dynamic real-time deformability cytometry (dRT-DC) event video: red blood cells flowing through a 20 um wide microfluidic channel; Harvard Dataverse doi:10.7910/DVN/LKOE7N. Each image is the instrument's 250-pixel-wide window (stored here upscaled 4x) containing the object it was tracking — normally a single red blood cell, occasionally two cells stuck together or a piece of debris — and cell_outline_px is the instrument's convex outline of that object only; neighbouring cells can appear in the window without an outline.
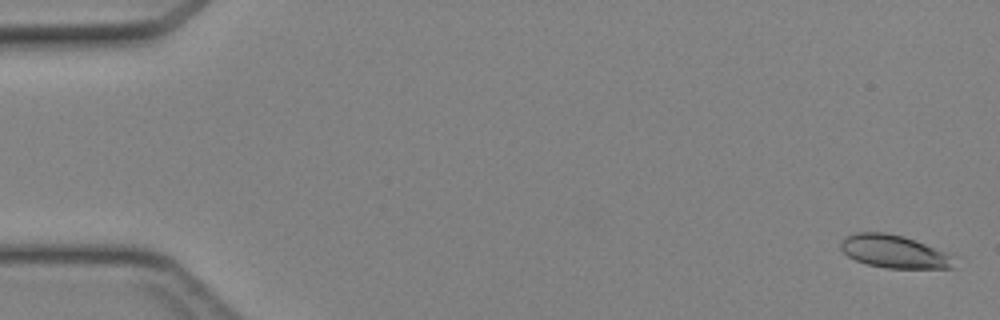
{"species": "Egyptian fruit bat (a non-hibernating species)", "species_latin": "Rousettus aegyptiacus", "temperature_condition": "cold", "stored_images_in_passage": 47, "camera_frame_rate_fps": 3000, "um_per_image_px": 0.085, "animal": {"sex": "female"}, "frame": {"image": 1, "passage_image": 2, "time_ms": 0.333, "image_size_px": [1000, 320], "cell_outline_px": [[960, 256], [956, 268], [884, 268], [868, 264], [856, 260], [848, 256], [840, 248], [840, 244], [848, 236], [856, 232], [884, 232], [904, 236]], "centroid_in_image_um": [76.16, 21.4], "position_along_channel_um": 8.8, "area_um2": 22.25}}
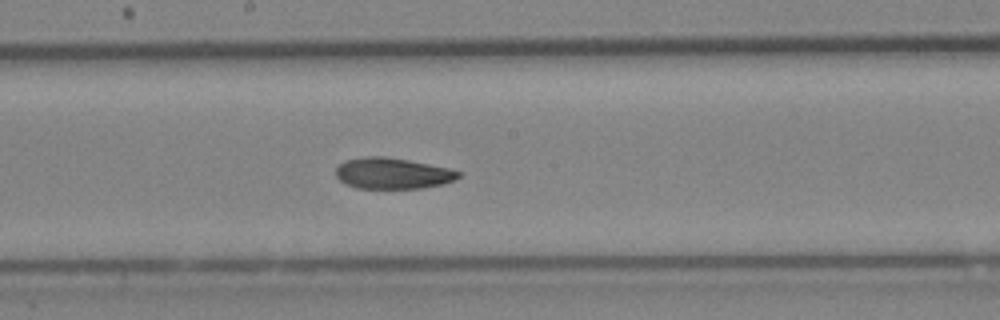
{"frame": {"image": 2, "passage_image": 26, "time_ms": 8.333, "image_size_px": [1000, 320], "cell_outline_px": [[460, 176], [452, 180], [440, 184], [424, 188], [356, 188], [344, 184], [336, 176], [336, 168], [344, 160], [368, 156], [384, 156], [408, 160], [448, 168], [460, 172]], "centroid_in_image_um": [33.31, 14.73], "position_along_channel_um": 214.9, "area_um2": 22.02}}
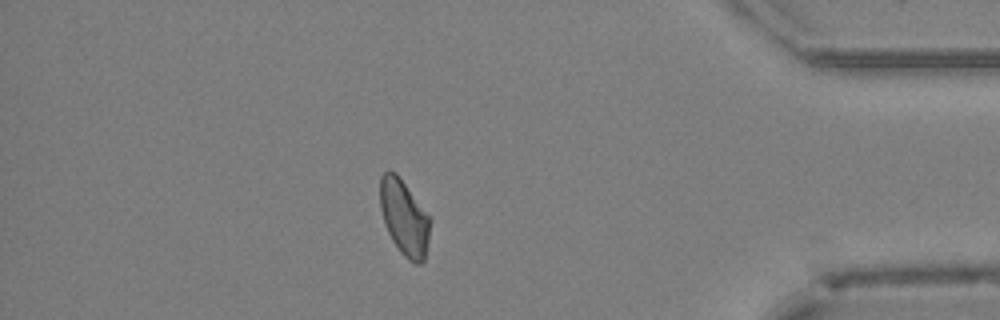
{"frame": {"image": 3, "passage_image": 41, "time_ms": 13.333, "image_size_px": [1000, 320], "cell_outline_px": [[432, 220], [424, 260], [420, 264], [416, 264], [408, 260], [400, 252], [392, 240], [384, 224], [380, 208], [380, 176], [388, 168], [396, 172]], "centroid_in_image_um": [34.35, 18.48], "position_along_channel_um": 400.9, "area_um2": 22.14}}